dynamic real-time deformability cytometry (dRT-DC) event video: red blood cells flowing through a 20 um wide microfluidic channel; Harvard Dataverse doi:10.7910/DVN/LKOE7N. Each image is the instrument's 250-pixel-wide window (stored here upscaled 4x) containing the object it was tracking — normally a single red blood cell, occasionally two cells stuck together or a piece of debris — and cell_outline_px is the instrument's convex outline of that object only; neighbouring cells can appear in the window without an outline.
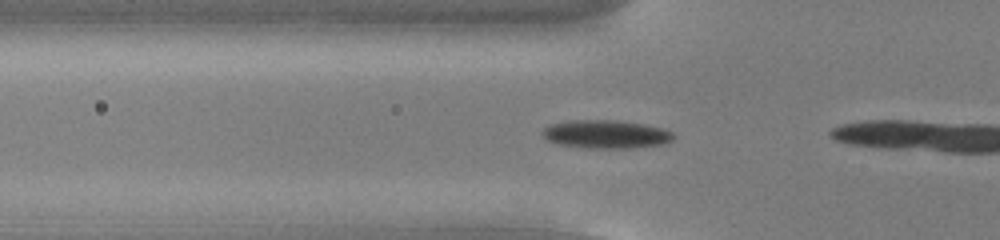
{"species": "common noctule bat (a hibernating species)", "species_latin": "Nyctalus noctula", "temperature_condition": "cold", "stored_images_in_passage": 11, "camera_frame_rate_fps": 3000, "um_per_image_px": 0.085, "animal": {"sex": "male", "body_mass_g": 13.0, "forearm_length_mm": 53.1}, "frame": {"image": 1, "passage_image": 10, "time_ms": 3.0, "image_size_px": [1000, 240], "cell_outline_px": [[676, 136], [672, 140], [660, 144], [628, 148], [588, 148], [560, 144], [548, 140], [540, 132], [548, 124], [568, 120], [616, 120], [644, 124], [664, 128], [672, 132]], "centroid_in_image_um": [51.49, 11.39], "position_along_channel_um": 74.3, "area_um2": 21.62}}